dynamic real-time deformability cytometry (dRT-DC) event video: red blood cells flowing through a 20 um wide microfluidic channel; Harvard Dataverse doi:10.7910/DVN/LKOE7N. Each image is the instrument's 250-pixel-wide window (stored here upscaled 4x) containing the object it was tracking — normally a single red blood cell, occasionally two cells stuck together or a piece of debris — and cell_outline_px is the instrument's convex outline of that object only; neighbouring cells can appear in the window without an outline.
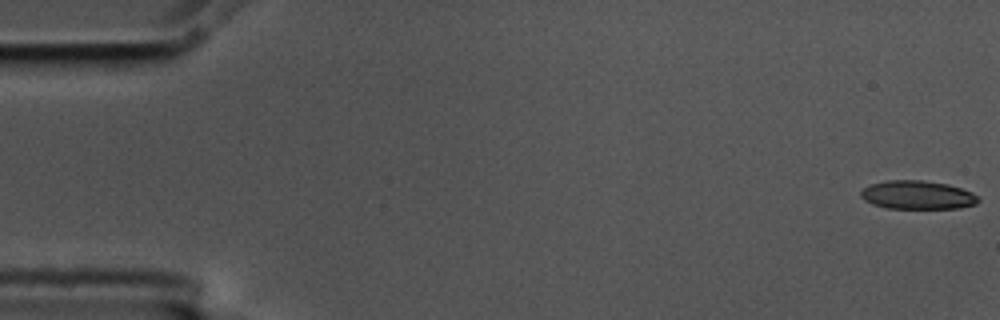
{"species": "common noctule bat (a hibernating species)", "species_latin": "Nyctalus noctula", "temperature_condition": "cold", "stored_images_in_passage": 8, "camera_frame_rate_fps": 3000, "um_per_image_px": 0.085, "animal": {"sex": "male", "body_mass_g": 17.5, "forearm_length_mm": 52.3}, "frame": {"image": 1, "passage_image": 1, "time_ms": 0.0, "image_size_px": [1000, 320], "cell_outline_px": [[980, 200], [976, 204], [960, 208], [888, 208], [872, 204], [864, 200], [860, 196], [860, 192], [864, 188], [872, 184], [888, 180], [920, 180], [948, 184], [972, 192]], "centroid_in_image_um": [77.98, 16.57], "position_along_channel_um": 7.0, "area_um2": 19.42}}
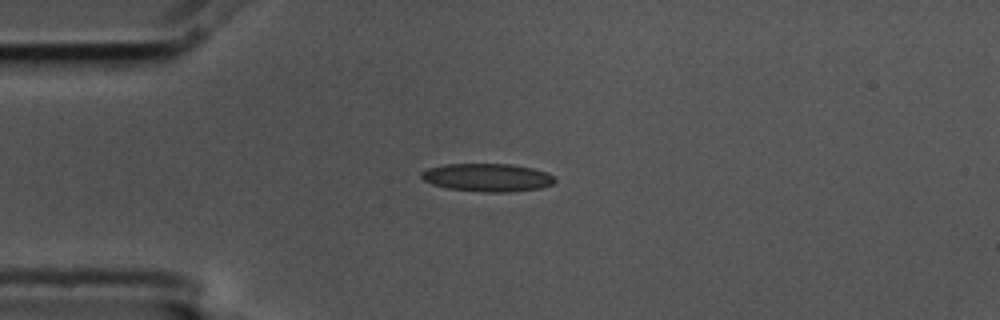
{"frame": {"image": 2, "passage_image": 5, "time_ms": 1.333, "image_size_px": [1000, 320], "cell_outline_px": [[556, 180], [552, 184], [540, 188], [504, 192], [484, 192], [448, 188], [432, 184], [424, 180], [420, 176], [420, 172], [428, 168], [444, 164], [512, 164], [532, 168], [544, 172], [552, 176]], "centroid_in_image_um": [41.39, 15.08], "position_along_channel_um": 43.6, "area_um2": 21.62}}